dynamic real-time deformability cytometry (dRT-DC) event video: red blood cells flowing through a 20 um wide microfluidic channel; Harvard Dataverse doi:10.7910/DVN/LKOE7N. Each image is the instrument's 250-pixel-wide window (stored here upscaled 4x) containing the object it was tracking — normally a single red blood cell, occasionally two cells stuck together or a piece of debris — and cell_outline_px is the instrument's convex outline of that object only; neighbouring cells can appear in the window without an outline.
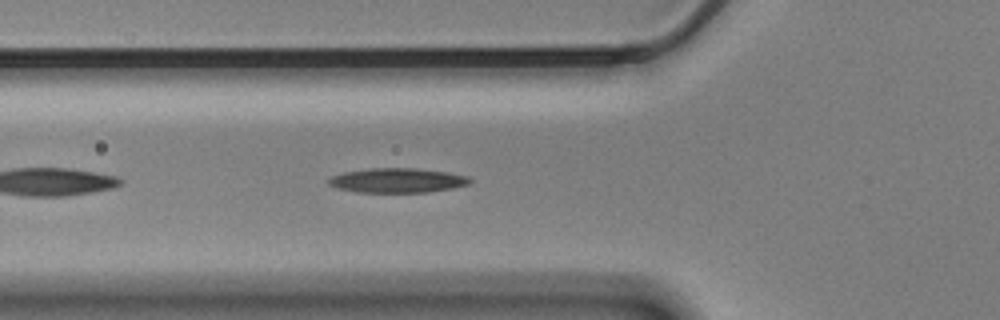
{"species": "Egyptian fruit bat (a non-hibernating species)", "species_latin": "Rousettus aegyptiacus", "temperature_condition": "cold", "stored_images_in_passage": 42, "camera_frame_rate_fps": 3000, "um_per_image_px": 0.085, "animal": {"sex": "male"}, "frame": {"image": 1, "passage_image": 5, "time_ms": 1.333, "image_size_px": [1000, 320], "cell_outline_px": [[472, 180], [468, 184], [452, 188], [428, 192], [356, 192], [336, 188], [328, 184], [328, 180], [332, 176], [344, 172], [368, 168], [416, 168], [444, 172], [468, 176]], "centroid_in_image_um": [33.74, 15.33], "position_along_channel_um": 92.1, "area_um2": 20.11}}
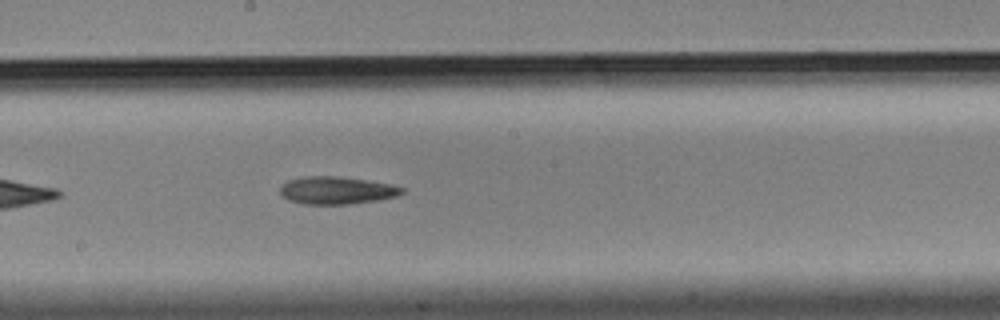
{"frame": {"image": 2, "passage_image": 16, "time_ms": 5.0, "image_size_px": [1000, 320], "cell_outline_px": [[404, 192], [396, 196], [380, 200], [352, 204], [304, 204], [288, 200], [280, 196], [280, 188], [288, 180], [304, 176], [340, 176], [388, 184], [404, 188]], "centroid_in_image_um": [28.58, 16.19], "position_along_channel_um": 219.6, "area_um2": 19.59}}
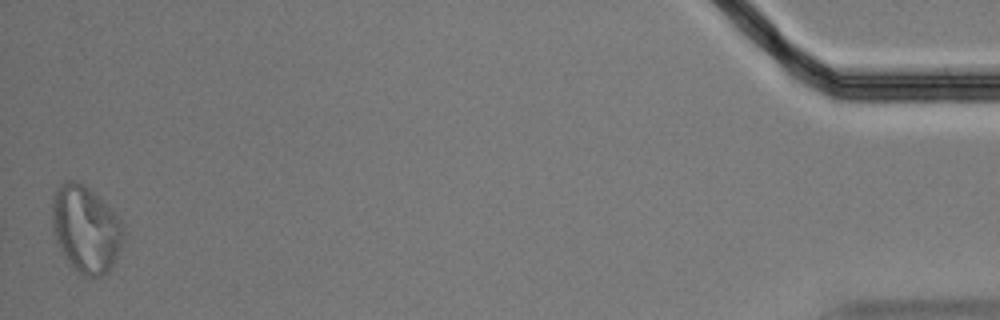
{"frame": {"image": 3, "passage_image": 42, "time_ms": 13.667, "image_size_px": [1000, 320], "cell_outline_px": [[124, 236], [120, 248], [108, 272], [100, 276], [84, 276], [72, 268], [64, 256], [56, 240], [52, 228], [52, 196], [56, 188], [60, 184], [68, 180], [72, 180], [84, 184], [112, 208], [124, 224]], "centroid_in_image_um": [7.29, 19.45], "position_along_channel_um": 427.9, "area_um2": 36.3}}